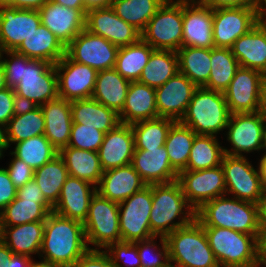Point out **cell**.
<instances>
[{"label":"cell","mask_w":266,"mask_h":267,"mask_svg":"<svg viewBox=\"0 0 266 267\" xmlns=\"http://www.w3.org/2000/svg\"><path fill=\"white\" fill-rule=\"evenodd\" d=\"M89 249L83 223L50 212L44 221L40 252L44 261L71 267Z\"/></svg>","instance_id":"1"},{"label":"cell","mask_w":266,"mask_h":267,"mask_svg":"<svg viewBox=\"0 0 266 267\" xmlns=\"http://www.w3.org/2000/svg\"><path fill=\"white\" fill-rule=\"evenodd\" d=\"M195 219L203 227H219L249 235H260V206L248 201L212 199L195 211Z\"/></svg>","instance_id":"2"},{"label":"cell","mask_w":266,"mask_h":267,"mask_svg":"<svg viewBox=\"0 0 266 267\" xmlns=\"http://www.w3.org/2000/svg\"><path fill=\"white\" fill-rule=\"evenodd\" d=\"M188 204L178 181L152 184V210L149 218L152 234L166 237L176 229L191 223L195 219V211ZM183 208L187 209L186 213L182 212ZM181 214L186 216L184 215L181 221L172 223Z\"/></svg>","instance_id":"3"},{"label":"cell","mask_w":266,"mask_h":267,"mask_svg":"<svg viewBox=\"0 0 266 267\" xmlns=\"http://www.w3.org/2000/svg\"><path fill=\"white\" fill-rule=\"evenodd\" d=\"M171 267H220L203 226L194 219L165 237ZM174 261L176 265H172Z\"/></svg>","instance_id":"4"},{"label":"cell","mask_w":266,"mask_h":267,"mask_svg":"<svg viewBox=\"0 0 266 267\" xmlns=\"http://www.w3.org/2000/svg\"><path fill=\"white\" fill-rule=\"evenodd\" d=\"M230 111L223 92L198 87L180 122L197 135H213L226 129Z\"/></svg>","instance_id":"5"},{"label":"cell","mask_w":266,"mask_h":267,"mask_svg":"<svg viewBox=\"0 0 266 267\" xmlns=\"http://www.w3.org/2000/svg\"><path fill=\"white\" fill-rule=\"evenodd\" d=\"M220 267H258V238L235 230L203 227Z\"/></svg>","instance_id":"6"},{"label":"cell","mask_w":266,"mask_h":267,"mask_svg":"<svg viewBox=\"0 0 266 267\" xmlns=\"http://www.w3.org/2000/svg\"><path fill=\"white\" fill-rule=\"evenodd\" d=\"M183 0H165L148 21L141 38L157 50L177 52L182 47Z\"/></svg>","instance_id":"7"},{"label":"cell","mask_w":266,"mask_h":267,"mask_svg":"<svg viewBox=\"0 0 266 267\" xmlns=\"http://www.w3.org/2000/svg\"><path fill=\"white\" fill-rule=\"evenodd\" d=\"M86 240L99 248L120 242L119 205L96 192L83 222Z\"/></svg>","instance_id":"8"},{"label":"cell","mask_w":266,"mask_h":267,"mask_svg":"<svg viewBox=\"0 0 266 267\" xmlns=\"http://www.w3.org/2000/svg\"><path fill=\"white\" fill-rule=\"evenodd\" d=\"M118 205L121 241L136 242L155 237L151 232L149 220L152 210V184Z\"/></svg>","instance_id":"9"},{"label":"cell","mask_w":266,"mask_h":267,"mask_svg":"<svg viewBox=\"0 0 266 267\" xmlns=\"http://www.w3.org/2000/svg\"><path fill=\"white\" fill-rule=\"evenodd\" d=\"M14 91L38 106L56 99L58 85L55 65L28 58L23 63L22 79L14 87Z\"/></svg>","instance_id":"10"},{"label":"cell","mask_w":266,"mask_h":267,"mask_svg":"<svg viewBox=\"0 0 266 267\" xmlns=\"http://www.w3.org/2000/svg\"><path fill=\"white\" fill-rule=\"evenodd\" d=\"M226 192L235 198L260 204L265 192L257 172L244 156L224 155L221 163ZM228 186V187H227Z\"/></svg>","instance_id":"11"},{"label":"cell","mask_w":266,"mask_h":267,"mask_svg":"<svg viewBox=\"0 0 266 267\" xmlns=\"http://www.w3.org/2000/svg\"><path fill=\"white\" fill-rule=\"evenodd\" d=\"M194 211L203 204L226 194L224 172L219 165L210 169L183 170L177 180Z\"/></svg>","instance_id":"12"},{"label":"cell","mask_w":266,"mask_h":267,"mask_svg":"<svg viewBox=\"0 0 266 267\" xmlns=\"http://www.w3.org/2000/svg\"><path fill=\"white\" fill-rule=\"evenodd\" d=\"M118 50V46L102 36L84 29L66 46V55L75 62L101 71L114 68Z\"/></svg>","instance_id":"13"},{"label":"cell","mask_w":266,"mask_h":267,"mask_svg":"<svg viewBox=\"0 0 266 267\" xmlns=\"http://www.w3.org/2000/svg\"><path fill=\"white\" fill-rule=\"evenodd\" d=\"M58 97L67 101L92 97L98 71L71 60L66 54L55 64ZM64 71L63 73H61Z\"/></svg>","instance_id":"14"},{"label":"cell","mask_w":266,"mask_h":267,"mask_svg":"<svg viewBox=\"0 0 266 267\" xmlns=\"http://www.w3.org/2000/svg\"><path fill=\"white\" fill-rule=\"evenodd\" d=\"M262 18L251 8L213 10V41L217 48H231L235 40L249 32Z\"/></svg>","instance_id":"15"},{"label":"cell","mask_w":266,"mask_h":267,"mask_svg":"<svg viewBox=\"0 0 266 267\" xmlns=\"http://www.w3.org/2000/svg\"><path fill=\"white\" fill-rule=\"evenodd\" d=\"M41 24L38 10L17 9L0 3V47L15 51Z\"/></svg>","instance_id":"16"},{"label":"cell","mask_w":266,"mask_h":267,"mask_svg":"<svg viewBox=\"0 0 266 267\" xmlns=\"http://www.w3.org/2000/svg\"><path fill=\"white\" fill-rule=\"evenodd\" d=\"M263 73L239 67L224 96L230 114L254 113L259 111L260 86Z\"/></svg>","instance_id":"17"},{"label":"cell","mask_w":266,"mask_h":267,"mask_svg":"<svg viewBox=\"0 0 266 267\" xmlns=\"http://www.w3.org/2000/svg\"><path fill=\"white\" fill-rule=\"evenodd\" d=\"M85 29L123 47L136 43L141 33L116 15L111 7L86 12Z\"/></svg>","instance_id":"18"},{"label":"cell","mask_w":266,"mask_h":267,"mask_svg":"<svg viewBox=\"0 0 266 267\" xmlns=\"http://www.w3.org/2000/svg\"><path fill=\"white\" fill-rule=\"evenodd\" d=\"M266 117L260 112L231 114L228 125L227 138L233 145V150L224 148L228 156H243L241 152L261 150L262 129Z\"/></svg>","instance_id":"19"},{"label":"cell","mask_w":266,"mask_h":267,"mask_svg":"<svg viewBox=\"0 0 266 267\" xmlns=\"http://www.w3.org/2000/svg\"><path fill=\"white\" fill-rule=\"evenodd\" d=\"M212 31L213 10L199 0H183L182 46L214 48Z\"/></svg>","instance_id":"20"},{"label":"cell","mask_w":266,"mask_h":267,"mask_svg":"<svg viewBox=\"0 0 266 267\" xmlns=\"http://www.w3.org/2000/svg\"><path fill=\"white\" fill-rule=\"evenodd\" d=\"M197 88L187 76L180 72L162 86L155 88L158 117L180 121Z\"/></svg>","instance_id":"21"},{"label":"cell","mask_w":266,"mask_h":267,"mask_svg":"<svg viewBox=\"0 0 266 267\" xmlns=\"http://www.w3.org/2000/svg\"><path fill=\"white\" fill-rule=\"evenodd\" d=\"M41 24L46 26L66 47L85 29V9H73L49 1L38 10Z\"/></svg>","instance_id":"22"},{"label":"cell","mask_w":266,"mask_h":267,"mask_svg":"<svg viewBox=\"0 0 266 267\" xmlns=\"http://www.w3.org/2000/svg\"><path fill=\"white\" fill-rule=\"evenodd\" d=\"M135 149L134 134L130 124L120 123L104 135L98 156L103 171L132 163Z\"/></svg>","instance_id":"23"},{"label":"cell","mask_w":266,"mask_h":267,"mask_svg":"<svg viewBox=\"0 0 266 267\" xmlns=\"http://www.w3.org/2000/svg\"><path fill=\"white\" fill-rule=\"evenodd\" d=\"M85 180L69 176L62 186L57 203L53 206L56 214L84 222L93 195L97 192L95 186Z\"/></svg>","instance_id":"24"},{"label":"cell","mask_w":266,"mask_h":267,"mask_svg":"<svg viewBox=\"0 0 266 267\" xmlns=\"http://www.w3.org/2000/svg\"><path fill=\"white\" fill-rule=\"evenodd\" d=\"M132 166L147 185L167 184L178 180V173L170 165L165 146L134 150Z\"/></svg>","instance_id":"25"},{"label":"cell","mask_w":266,"mask_h":267,"mask_svg":"<svg viewBox=\"0 0 266 267\" xmlns=\"http://www.w3.org/2000/svg\"><path fill=\"white\" fill-rule=\"evenodd\" d=\"M147 184L132 164L103 171L97 192L117 203L142 190Z\"/></svg>","instance_id":"26"},{"label":"cell","mask_w":266,"mask_h":267,"mask_svg":"<svg viewBox=\"0 0 266 267\" xmlns=\"http://www.w3.org/2000/svg\"><path fill=\"white\" fill-rule=\"evenodd\" d=\"M262 18L230 48L240 67L266 71V19Z\"/></svg>","instance_id":"27"},{"label":"cell","mask_w":266,"mask_h":267,"mask_svg":"<svg viewBox=\"0 0 266 267\" xmlns=\"http://www.w3.org/2000/svg\"><path fill=\"white\" fill-rule=\"evenodd\" d=\"M45 119V137L58 150L69 144L73 124L71 102L57 97L41 105Z\"/></svg>","instance_id":"28"},{"label":"cell","mask_w":266,"mask_h":267,"mask_svg":"<svg viewBox=\"0 0 266 267\" xmlns=\"http://www.w3.org/2000/svg\"><path fill=\"white\" fill-rule=\"evenodd\" d=\"M158 117L155 88L138 81L130 82L124 107L119 113L123 124H132Z\"/></svg>","instance_id":"29"},{"label":"cell","mask_w":266,"mask_h":267,"mask_svg":"<svg viewBox=\"0 0 266 267\" xmlns=\"http://www.w3.org/2000/svg\"><path fill=\"white\" fill-rule=\"evenodd\" d=\"M15 51L30 59L55 65L66 54V47L46 26L40 24Z\"/></svg>","instance_id":"30"},{"label":"cell","mask_w":266,"mask_h":267,"mask_svg":"<svg viewBox=\"0 0 266 267\" xmlns=\"http://www.w3.org/2000/svg\"><path fill=\"white\" fill-rule=\"evenodd\" d=\"M71 114L73 124L90 126L105 134L121 123L116 111L92 98L71 101Z\"/></svg>","instance_id":"31"},{"label":"cell","mask_w":266,"mask_h":267,"mask_svg":"<svg viewBox=\"0 0 266 267\" xmlns=\"http://www.w3.org/2000/svg\"><path fill=\"white\" fill-rule=\"evenodd\" d=\"M43 236L44 221H35L14 226H2V242L6 244L12 251V254L15 255L30 257V254L40 253Z\"/></svg>","instance_id":"32"},{"label":"cell","mask_w":266,"mask_h":267,"mask_svg":"<svg viewBox=\"0 0 266 267\" xmlns=\"http://www.w3.org/2000/svg\"><path fill=\"white\" fill-rule=\"evenodd\" d=\"M129 85L130 81L115 68L98 71L91 98L119 114L124 107Z\"/></svg>","instance_id":"33"},{"label":"cell","mask_w":266,"mask_h":267,"mask_svg":"<svg viewBox=\"0 0 266 267\" xmlns=\"http://www.w3.org/2000/svg\"><path fill=\"white\" fill-rule=\"evenodd\" d=\"M59 155L65 162L69 176L85 180L95 187L99 185L103 169L98 152L67 146L59 151Z\"/></svg>","instance_id":"34"},{"label":"cell","mask_w":266,"mask_h":267,"mask_svg":"<svg viewBox=\"0 0 266 267\" xmlns=\"http://www.w3.org/2000/svg\"><path fill=\"white\" fill-rule=\"evenodd\" d=\"M154 50L142 38L136 43L119 47L114 68L128 81H138Z\"/></svg>","instance_id":"35"},{"label":"cell","mask_w":266,"mask_h":267,"mask_svg":"<svg viewBox=\"0 0 266 267\" xmlns=\"http://www.w3.org/2000/svg\"><path fill=\"white\" fill-rule=\"evenodd\" d=\"M179 72L178 54L171 50L155 49L143 68L138 82L153 88L162 86Z\"/></svg>","instance_id":"36"},{"label":"cell","mask_w":266,"mask_h":267,"mask_svg":"<svg viewBox=\"0 0 266 267\" xmlns=\"http://www.w3.org/2000/svg\"><path fill=\"white\" fill-rule=\"evenodd\" d=\"M177 54L179 72L197 87H203L208 82L211 71V48L182 46Z\"/></svg>","instance_id":"37"},{"label":"cell","mask_w":266,"mask_h":267,"mask_svg":"<svg viewBox=\"0 0 266 267\" xmlns=\"http://www.w3.org/2000/svg\"><path fill=\"white\" fill-rule=\"evenodd\" d=\"M69 173L62 157L58 154L42 167L34 170L33 179L39 185L45 199L54 206Z\"/></svg>","instance_id":"38"},{"label":"cell","mask_w":266,"mask_h":267,"mask_svg":"<svg viewBox=\"0 0 266 267\" xmlns=\"http://www.w3.org/2000/svg\"><path fill=\"white\" fill-rule=\"evenodd\" d=\"M195 134L188 126L175 121L168 131L165 148L172 168L179 174L187 168Z\"/></svg>","instance_id":"39"},{"label":"cell","mask_w":266,"mask_h":267,"mask_svg":"<svg viewBox=\"0 0 266 267\" xmlns=\"http://www.w3.org/2000/svg\"><path fill=\"white\" fill-rule=\"evenodd\" d=\"M211 71L208 82L203 86L208 90L223 92L228 88L240 67L230 48H211Z\"/></svg>","instance_id":"40"},{"label":"cell","mask_w":266,"mask_h":267,"mask_svg":"<svg viewBox=\"0 0 266 267\" xmlns=\"http://www.w3.org/2000/svg\"><path fill=\"white\" fill-rule=\"evenodd\" d=\"M52 210L42 200L16 198L0 213L2 226L45 221Z\"/></svg>","instance_id":"41"},{"label":"cell","mask_w":266,"mask_h":267,"mask_svg":"<svg viewBox=\"0 0 266 267\" xmlns=\"http://www.w3.org/2000/svg\"><path fill=\"white\" fill-rule=\"evenodd\" d=\"M175 120L157 117L130 124L134 134V150L160 148L165 145L169 129Z\"/></svg>","instance_id":"42"},{"label":"cell","mask_w":266,"mask_h":267,"mask_svg":"<svg viewBox=\"0 0 266 267\" xmlns=\"http://www.w3.org/2000/svg\"><path fill=\"white\" fill-rule=\"evenodd\" d=\"M164 2L165 0H113L111 8L117 16L142 33Z\"/></svg>","instance_id":"43"},{"label":"cell","mask_w":266,"mask_h":267,"mask_svg":"<svg viewBox=\"0 0 266 267\" xmlns=\"http://www.w3.org/2000/svg\"><path fill=\"white\" fill-rule=\"evenodd\" d=\"M222 148L213 135H196L191 147L185 170L210 169L221 165L224 157Z\"/></svg>","instance_id":"44"},{"label":"cell","mask_w":266,"mask_h":267,"mask_svg":"<svg viewBox=\"0 0 266 267\" xmlns=\"http://www.w3.org/2000/svg\"><path fill=\"white\" fill-rule=\"evenodd\" d=\"M13 154L36 170L56 157L59 152L45 135H38L17 142L14 151L11 152V155Z\"/></svg>","instance_id":"45"},{"label":"cell","mask_w":266,"mask_h":267,"mask_svg":"<svg viewBox=\"0 0 266 267\" xmlns=\"http://www.w3.org/2000/svg\"><path fill=\"white\" fill-rule=\"evenodd\" d=\"M5 127L8 147L10 142H20L34 136L44 135L45 119L41 106L22 115H14Z\"/></svg>","instance_id":"46"},{"label":"cell","mask_w":266,"mask_h":267,"mask_svg":"<svg viewBox=\"0 0 266 267\" xmlns=\"http://www.w3.org/2000/svg\"><path fill=\"white\" fill-rule=\"evenodd\" d=\"M105 133L85 126L83 124H72L69 147L97 152L103 142Z\"/></svg>","instance_id":"47"},{"label":"cell","mask_w":266,"mask_h":267,"mask_svg":"<svg viewBox=\"0 0 266 267\" xmlns=\"http://www.w3.org/2000/svg\"><path fill=\"white\" fill-rule=\"evenodd\" d=\"M155 238H157V236L147 240L134 242L138 249V256L141 261V267H171L169 261L168 245L166 243L165 237L160 236L163 252H158L155 255L152 254L154 252L151 253L150 247L155 248ZM150 254L153 256H151ZM161 258H164V260H159Z\"/></svg>","instance_id":"48"},{"label":"cell","mask_w":266,"mask_h":267,"mask_svg":"<svg viewBox=\"0 0 266 267\" xmlns=\"http://www.w3.org/2000/svg\"><path fill=\"white\" fill-rule=\"evenodd\" d=\"M107 249L110 250L109 256L116 267H122V265L118 263L120 258L128 267H141L138 249L134 242L120 241L112 243L107 247Z\"/></svg>","instance_id":"49"},{"label":"cell","mask_w":266,"mask_h":267,"mask_svg":"<svg viewBox=\"0 0 266 267\" xmlns=\"http://www.w3.org/2000/svg\"><path fill=\"white\" fill-rule=\"evenodd\" d=\"M11 56L10 60H1L4 67L6 84L10 88H14L22 79L23 63L28 59L25 55L19 54L16 51H4Z\"/></svg>","instance_id":"50"},{"label":"cell","mask_w":266,"mask_h":267,"mask_svg":"<svg viewBox=\"0 0 266 267\" xmlns=\"http://www.w3.org/2000/svg\"><path fill=\"white\" fill-rule=\"evenodd\" d=\"M212 10L219 8H251L266 17V0H199ZM265 4V7L263 6Z\"/></svg>","instance_id":"51"},{"label":"cell","mask_w":266,"mask_h":267,"mask_svg":"<svg viewBox=\"0 0 266 267\" xmlns=\"http://www.w3.org/2000/svg\"><path fill=\"white\" fill-rule=\"evenodd\" d=\"M9 178L16 188L24 186L27 182L33 180L34 170L21 159L16 158L10 162L6 168Z\"/></svg>","instance_id":"52"},{"label":"cell","mask_w":266,"mask_h":267,"mask_svg":"<svg viewBox=\"0 0 266 267\" xmlns=\"http://www.w3.org/2000/svg\"><path fill=\"white\" fill-rule=\"evenodd\" d=\"M107 252L89 249L71 267H116Z\"/></svg>","instance_id":"53"},{"label":"cell","mask_w":266,"mask_h":267,"mask_svg":"<svg viewBox=\"0 0 266 267\" xmlns=\"http://www.w3.org/2000/svg\"><path fill=\"white\" fill-rule=\"evenodd\" d=\"M14 88L0 90V124L6 126L14 116Z\"/></svg>","instance_id":"54"},{"label":"cell","mask_w":266,"mask_h":267,"mask_svg":"<svg viewBox=\"0 0 266 267\" xmlns=\"http://www.w3.org/2000/svg\"><path fill=\"white\" fill-rule=\"evenodd\" d=\"M17 188L12 183L6 169L0 168V213L16 198Z\"/></svg>","instance_id":"55"},{"label":"cell","mask_w":266,"mask_h":267,"mask_svg":"<svg viewBox=\"0 0 266 267\" xmlns=\"http://www.w3.org/2000/svg\"><path fill=\"white\" fill-rule=\"evenodd\" d=\"M16 196L20 199L42 200L53 211V206L45 199L34 179L27 182L24 186L17 188Z\"/></svg>","instance_id":"56"},{"label":"cell","mask_w":266,"mask_h":267,"mask_svg":"<svg viewBox=\"0 0 266 267\" xmlns=\"http://www.w3.org/2000/svg\"><path fill=\"white\" fill-rule=\"evenodd\" d=\"M50 0H7L6 5L17 9L39 10Z\"/></svg>","instance_id":"57"},{"label":"cell","mask_w":266,"mask_h":267,"mask_svg":"<svg viewBox=\"0 0 266 267\" xmlns=\"http://www.w3.org/2000/svg\"><path fill=\"white\" fill-rule=\"evenodd\" d=\"M38 107L32 100L27 99L15 93L14 115L26 114Z\"/></svg>","instance_id":"58"},{"label":"cell","mask_w":266,"mask_h":267,"mask_svg":"<svg viewBox=\"0 0 266 267\" xmlns=\"http://www.w3.org/2000/svg\"><path fill=\"white\" fill-rule=\"evenodd\" d=\"M31 257L13 254L6 264V267H31Z\"/></svg>","instance_id":"59"},{"label":"cell","mask_w":266,"mask_h":267,"mask_svg":"<svg viewBox=\"0 0 266 267\" xmlns=\"http://www.w3.org/2000/svg\"><path fill=\"white\" fill-rule=\"evenodd\" d=\"M266 265V233H261L258 238V267Z\"/></svg>","instance_id":"60"},{"label":"cell","mask_w":266,"mask_h":267,"mask_svg":"<svg viewBox=\"0 0 266 267\" xmlns=\"http://www.w3.org/2000/svg\"><path fill=\"white\" fill-rule=\"evenodd\" d=\"M85 11L111 7L113 0H83Z\"/></svg>","instance_id":"61"},{"label":"cell","mask_w":266,"mask_h":267,"mask_svg":"<svg viewBox=\"0 0 266 267\" xmlns=\"http://www.w3.org/2000/svg\"><path fill=\"white\" fill-rule=\"evenodd\" d=\"M259 111L266 117V76L261 81Z\"/></svg>","instance_id":"62"},{"label":"cell","mask_w":266,"mask_h":267,"mask_svg":"<svg viewBox=\"0 0 266 267\" xmlns=\"http://www.w3.org/2000/svg\"><path fill=\"white\" fill-rule=\"evenodd\" d=\"M62 6L73 9H85L83 0H50Z\"/></svg>","instance_id":"63"},{"label":"cell","mask_w":266,"mask_h":267,"mask_svg":"<svg viewBox=\"0 0 266 267\" xmlns=\"http://www.w3.org/2000/svg\"><path fill=\"white\" fill-rule=\"evenodd\" d=\"M12 255V251L8 246L3 242H0V267H6V264Z\"/></svg>","instance_id":"64"},{"label":"cell","mask_w":266,"mask_h":267,"mask_svg":"<svg viewBox=\"0 0 266 267\" xmlns=\"http://www.w3.org/2000/svg\"><path fill=\"white\" fill-rule=\"evenodd\" d=\"M260 229L261 233H266V194L260 204Z\"/></svg>","instance_id":"65"},{"label":"cell","mask_w":266,"mask_h":267,"mask_svg":"<svg viewBox=\"0 0 266 267\" xmlns=\"http://www.w3.org/2000/svg\"><path fill=\"white\" fill-rule=\"evenodd\" d=\"M259 172V177L266 194V157H262L260 160L259 168L257 169Z\"/></svg>","instance_id":"66"},{"label":"cell","mask_w":266,"mask_h":267,"mask_svg":"<svg viewBox=\"0 0 266 267\" xmlns=\"http://www.w3.org/2000/svg\"><path fill=\"white\" fill-rule=\"evenodd\" d=\"M1 127H4L3 129ZM8 148V144L6 141V131L5 126L0 124V154L3 155V150Z\"/></svg>","instance_id":"67"},{"label":"cell","mask_w":266,"mask_h":267,"mask_svg":"<svg viewBox=\"0 0 266 267\" xmlns=\"http://www.w3.org/2000/svg\"><path fill=\"white\" fill-rule=\"evenodd\" d=\"M31 267H64V266L43 260L41 262L32 261Z\"/></svg>","instance_id":"68"},{"label":"cell","mask_w":266,"mask_h":267,"mask_svg":"<svg viewBox=\"0 0 266 267\" xmlns=\"http://www.w3.org/2000/svg\"><path fill=\"white\" fill-rule=\"evenodd\" d=\"M4 67L0 61V90L7 88Z\"/></svg>","instance_id":"69"},{"label":"cell","mask_w":266,"mask_h":267,"mask_svg":"<svg viewBox=\"0 0 266 267\" xmlns=\"http://www.w3.org/2000/svg\"><path fill=\"white\" fill-rule=\"evenodd\" d=\"M263 148L266 150V121L262 129L261 149ZM262 157H266V152Z\"/></svg>","instance_id":"70"},{"label":"cell","mask_w":266,"mask_h":267,"mask_svg":"<svg viewBox=\"0 0 266 267\" xmlns=\"http://www.w3.org/2000/svg\"><path fill=\"white\" fill-rule=\"evenodd\" d=\"M0 242H2V222H1V216H0Z\"/></svg>","instance_id":"71"},{"label":"cell","mask_w":266,"mask_h":267,"mask_svg":"<svg viewBox=\"0 0 266 267\" xmlns=\"http://www.w3.org/2000/svg\"><path fill=\"white\" fill-rule=\"evenodd\" d=\"M2 50H1V47H0V59H2Z\"/></svg>","instance_id":"72"},{"label":"cell","mask_w":266,"mask_h":267,"mask_svg":"<svg viewBox=\"0 0 266 267\" xmlns=\"http://www.w3.org/2000/svg\"><path fill=\"white\" fill-rule=\"evenodd\" d=\"M7 0H0V3H5Z\"/></svg>","instance_id":"73"}]
</instances>
